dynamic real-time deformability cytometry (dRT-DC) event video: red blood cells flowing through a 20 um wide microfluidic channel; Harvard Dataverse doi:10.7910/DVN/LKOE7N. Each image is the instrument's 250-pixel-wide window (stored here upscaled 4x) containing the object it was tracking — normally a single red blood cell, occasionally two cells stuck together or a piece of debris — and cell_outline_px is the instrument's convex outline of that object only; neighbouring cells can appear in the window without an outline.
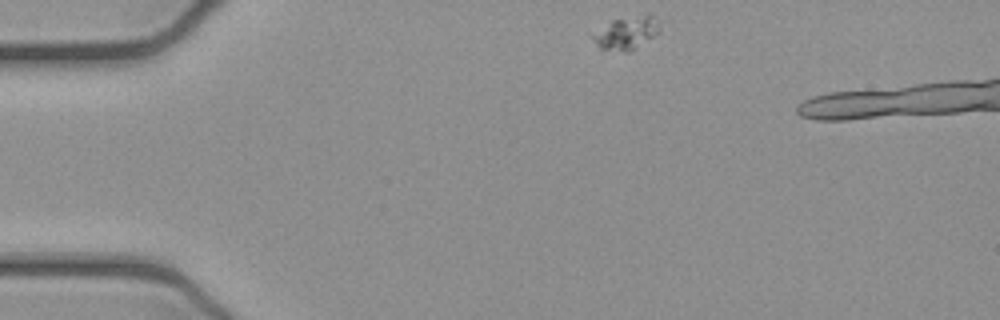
{"species": "common noctule bat (a hibernating species)", "species_latin": "Nyctalus noctula", "temperature_condition": "cold", "stored_images_in_passage": 6, "camera_frame_rate_fps": 3000, "um_per_image_px": 0.085, "animal": {"sex": "female", "body_mass_g": 21.9}, "frame": {"image": 1, "passage_image": 1, "time_ms": 0.0, "image_size_px": [1000, 320], "cell_outline_px": [[664, 20], [660, 32], [656, 36], [628, 52], [624, 52], [600, 48], [592, 40], [592, 36], [612, 20], [644, 16], [652, 16]], "centroid_in_image_um": [53.36, 2.82], "position_along_channel_um": 31.6, "area_um2": 12.66}}